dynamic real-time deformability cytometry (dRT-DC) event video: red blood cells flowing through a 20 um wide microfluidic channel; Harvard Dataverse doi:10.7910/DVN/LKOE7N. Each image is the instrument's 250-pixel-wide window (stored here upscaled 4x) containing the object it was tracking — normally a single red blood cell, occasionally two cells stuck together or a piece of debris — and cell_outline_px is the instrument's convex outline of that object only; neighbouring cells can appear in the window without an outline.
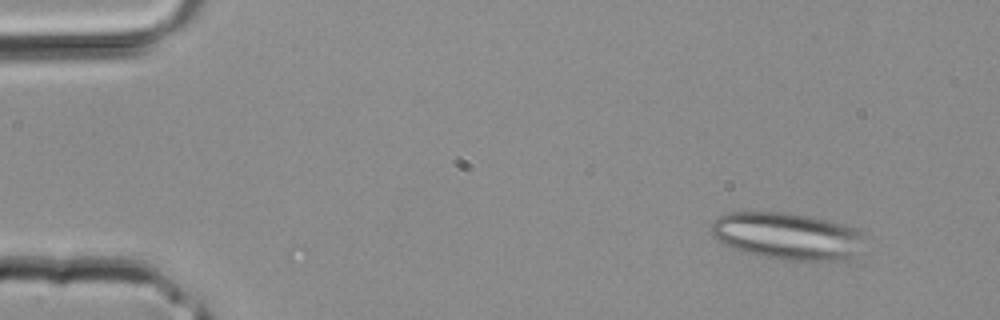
{"species": "common noctule bat (a hibernating species)", "species_latin": "Nyctalus noctula", "temperature_condition": "room temperature", "stored_images_in_passage": 3, "camera_frame_rate_fps": 3000, "um_per_image_px": 0.085, "animal": {"sex": "male", "body_mass_g": 20.4}, "frame": {"image": 1, "passage_image": 1, "time_ms": 0.0, "image_size_px": [1000, 320], "cell_outline_px": [[864, 236], [852, 260], [784, 260], [760, 256], [740, 252], [724, 244], [712, 236], [712, 224], [716, 216], [728, 212], [788, 212], [812, 216], [844, 224], [864, 232]], "centroid_in_image_um": [66.89, 20.06], "position_along_channel_um": 18.1, "area_um2": 42.43}}